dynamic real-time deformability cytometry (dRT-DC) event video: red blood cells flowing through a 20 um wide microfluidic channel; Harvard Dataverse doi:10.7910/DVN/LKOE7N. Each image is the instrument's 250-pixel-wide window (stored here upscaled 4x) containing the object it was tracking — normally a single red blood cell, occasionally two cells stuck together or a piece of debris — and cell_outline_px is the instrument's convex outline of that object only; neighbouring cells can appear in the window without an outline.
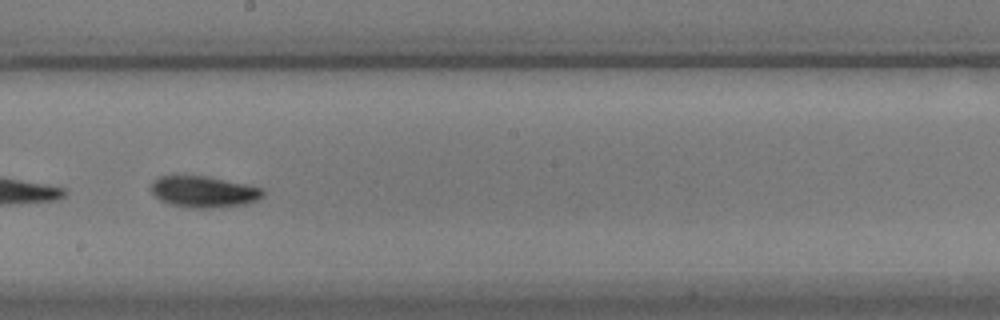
{"species": "common noctule bat (a hibernating species)", "species_latin": "Nyctalus noctula", "temperature_condition": "warm", "stored_images_in_passage": 47, "camera_frame_rate_fps": 3000, "um_per_image_px": 0.085, "animal": {"sex": "male", "body_mass_g": 17.9}, "frame": {"image": 1, "passage_image": 32, "time_ms": 10.333, "image_size_px": [1000, 320], "cell_outline_px": [[264, 196], [256, 200], [244, 204], [208, 208], [192, 208], [172, 204], [160, 200], [152, 192], [152, 180], [156, 176], [208, 176], [248, 184], [264, 188]], "centroid_in_image_um": [17.34, 16.28], "position_along_channel_um": 230.9, "area_um2": 20.4}}
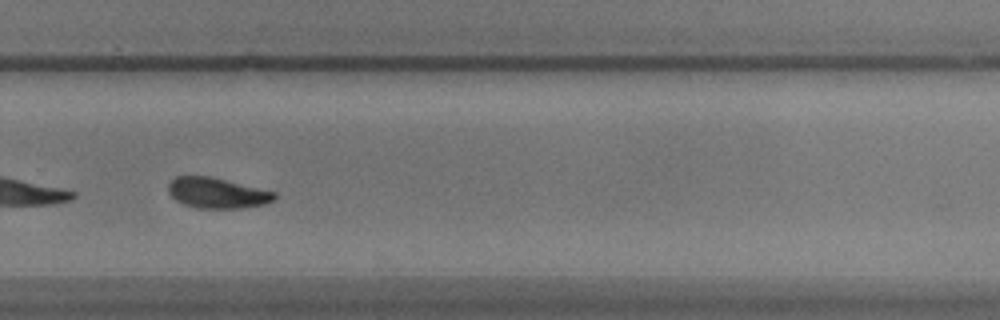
{"frame": {"image": 2, "passage_image": 39, "time_ms": 12.667, "image_size_px": [1000, 320], "cell_outline_px": [[276, 196], [272, 200], [264, 204], [244, 208], [196, 208], [184, 204], [176, 200], [168, 192], [168, 184], [176, 176], [208, 176], [276, 192]], "centroid_in_image_um": [18.43, 16.41], "position_along_channel_um": 311.4, "area_um2": 18.67}, "authors_computed_cell_mechanics": {"area_um2": 20.23, "velocity_mm_per_s": 3.4586, "shape_relaxation_time_tau1_ms": 3.3758, "shape_relaxation_time_tau2_ms": 5.9076, "deformation_change_tau1": 0.1322, "deformation_change_tau2": 0.088}}